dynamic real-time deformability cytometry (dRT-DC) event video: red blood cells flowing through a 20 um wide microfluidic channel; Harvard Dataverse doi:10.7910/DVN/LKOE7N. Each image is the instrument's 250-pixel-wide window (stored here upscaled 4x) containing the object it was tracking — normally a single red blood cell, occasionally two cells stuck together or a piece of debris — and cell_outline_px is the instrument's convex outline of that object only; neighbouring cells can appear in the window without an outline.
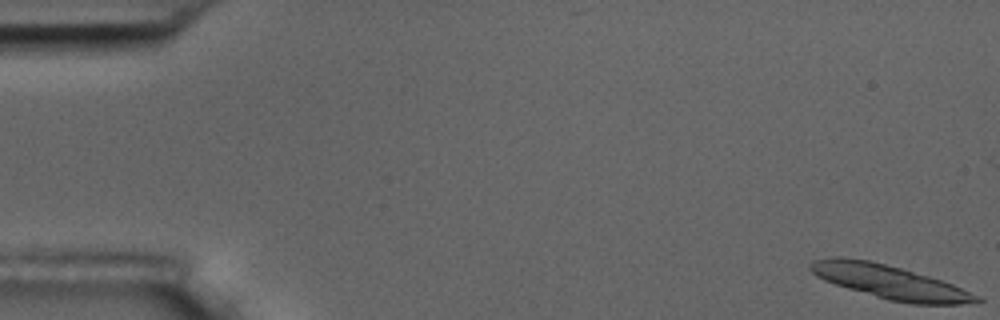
{"species": "common noctule bat (a hibernating species)", "species_latin": "Nyctalus noctula", "temperature_condition": "room temperature", "stored_images_in_passage": 10, "segment_of_instrument_passage": [1, 2], "camera_frame_rate_fps": 3000, "um_per_image_px": 0.085, "animal": {"sex": "male", "body_mass_g": 17.5, "forearm_length_mm": 52.3}, "frame": {"image": 1, "passage_image": 1, "time_ms": 0.0, "image_size_px": [1000, 320], "cell_outline_px": [[984, 300], [980, 304], [912, 304], [888, 300], [848, 288], [824, 280], [816, 276], [808, 268], [808, 264], [812, 260], [832, 256], [840, 256], [868, 260], [900, 268], [928, 276], [952, 284], [980, 296]], "centroid_in_image_um": [75.64, 23.97], "position_along_channel_um": 9.4, "area_um2": 32.71}}